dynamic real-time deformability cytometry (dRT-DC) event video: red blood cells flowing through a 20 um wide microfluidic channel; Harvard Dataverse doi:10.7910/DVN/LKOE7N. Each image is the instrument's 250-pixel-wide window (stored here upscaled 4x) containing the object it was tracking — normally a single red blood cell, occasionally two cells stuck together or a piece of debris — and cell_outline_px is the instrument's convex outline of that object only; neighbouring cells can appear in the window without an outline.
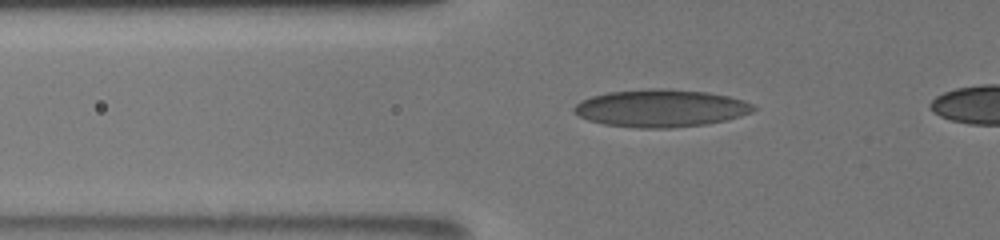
{"species": "human", "species_latin": "Homo sapiens", "temperature_condition": "room temperature", "stored_images_in_passage": 48, "camera_frame_rate_fps": 3000, "um_per_image_px": 0.085, "donor": {"sex": "male"}, "frame": {"image": 1, "passage_image": 16, "time_ms": 5.0, "image_size_px": [1000, 240], "cell_outline_px": [[756, 108], [752, 112], [740, 116], [708, 124], [672, 128], [636, 128], [604, 124], [588, 120], [572, 112], [572, 108], [580, 100], [592, 96], [608, 92], [648, 88], [664, 88], [708, 92], [728, 96], [744, 100], [752, 104]], "centroid_in_image_um": [56.15, 9.19], "position_along_channel_um": 69.7, "area_um2": 39.48}}
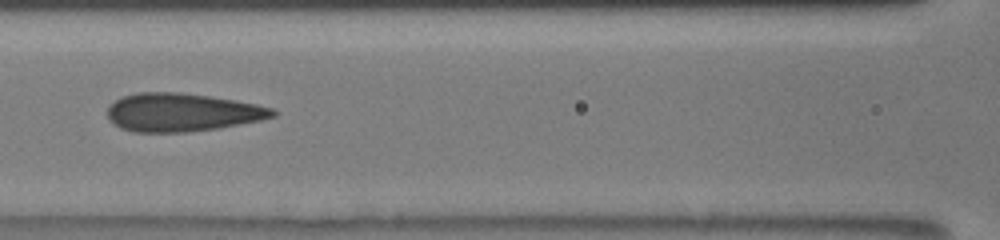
{"frame": {"image": 2, "passage_image": 23, "time_ms": 7.333, "image_size_px": [1000, 240], "cell_outline_px": [[280, 112], [276, 116], [260, 120], [216, 128], [188, 132], [132, 132], [120, 128], [112, 124], [108, 120], [108, 104], [120, 96], [136, 92], [180, 92], [236, 100], [276, 108]], "centroid_in_image_um": [15.44, 9.54], "position_along_channel_um": 151.2, "area_um2": 37.28}}
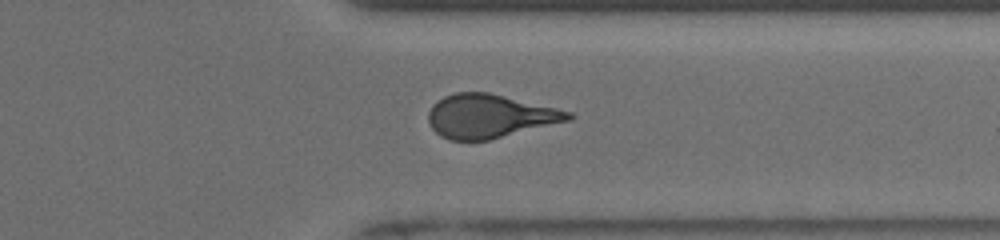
{"frame": {"image": 3, "passage_image": 40, "time_ms": 13.0, "image_size_px": [1000, 240], "cell_outline_px": [[576, 116], [572, 120], [488, 140], [448, 140], [440, 136], [432, 128], [428, 120], [428, 112], [432, 104], [436, 100], [444, 96], [456, 92], [488, 92], [556, 108], [572, 112]], "centroid_in_image_um": [41.61, 9.87], "position_along_channel_um": 369.8, "area_um2": 35.66}}